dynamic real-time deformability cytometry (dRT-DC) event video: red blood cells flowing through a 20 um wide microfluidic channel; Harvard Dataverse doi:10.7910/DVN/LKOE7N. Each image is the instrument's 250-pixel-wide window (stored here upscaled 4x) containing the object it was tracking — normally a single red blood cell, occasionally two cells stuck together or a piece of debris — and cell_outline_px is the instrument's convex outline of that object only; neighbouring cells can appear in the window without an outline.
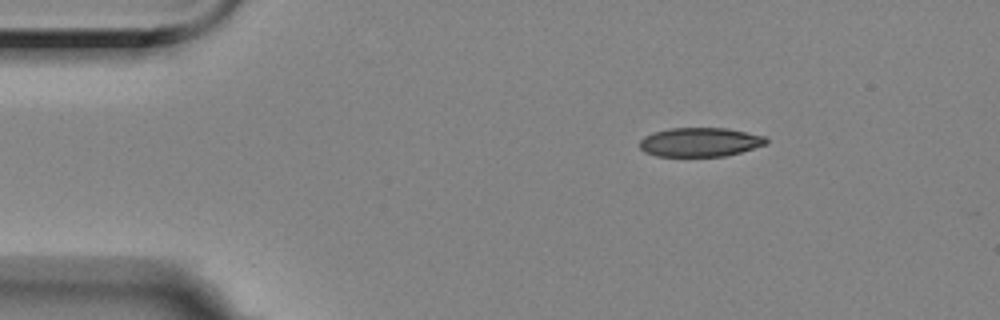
{"species": "Egyptian fruit bat (a non-hibernating species)", "species_latin": "Rousettus aegyptiacus", "temperature_condition": "room temperature", "stored_images_in_passage": 49, "camera_frame_rate_fps": 3000, "um_per_image_px": 0.085, "animal": {"sex": "female"}, "frame": {"image": 1, "passage_image": 1, "time_ms": 0.0, "image_size_px": [1000, 320], "cell_outline_px": [[768, 144], [740, 152], [724, 156], [656, 156], [644, 152], [640, 148], [640, 140], [644, 136], [652, 132], [668, 128], [728, 128], [764, 136], [768, 140]], "centroid_in_image_um": [59.48, 12.07], "position_along_channel_um": 25.5, "area_um2": 21.5}}
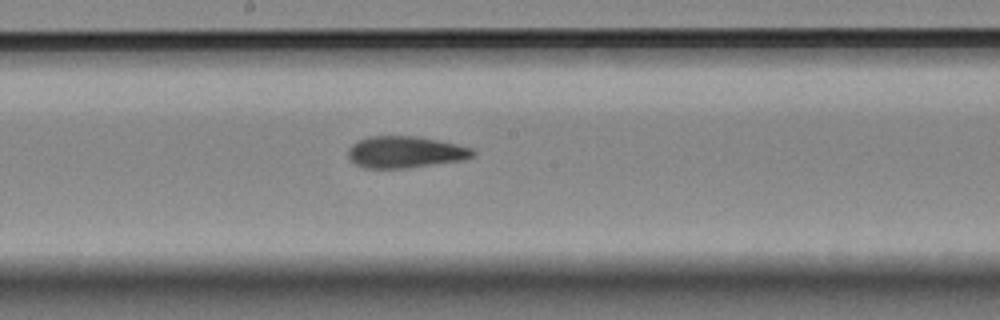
{"frame": {"image": 2, "passage_image": 22, "time_ms": 7.0, "image_size_px": [1000, 320], "cell_outline_px": [[476, 156], [464, 160], [408, 168], [364, 168], [356, 164], [348, 156], [348, 148], [356, 140], [368, 136], [416, 136], [440, 140], [472, 148], [476, 152]], "centroid_in_image_um": [34.47, 12.92], "position_along_channel_um": 213.7, "area_um2": 23.29}}
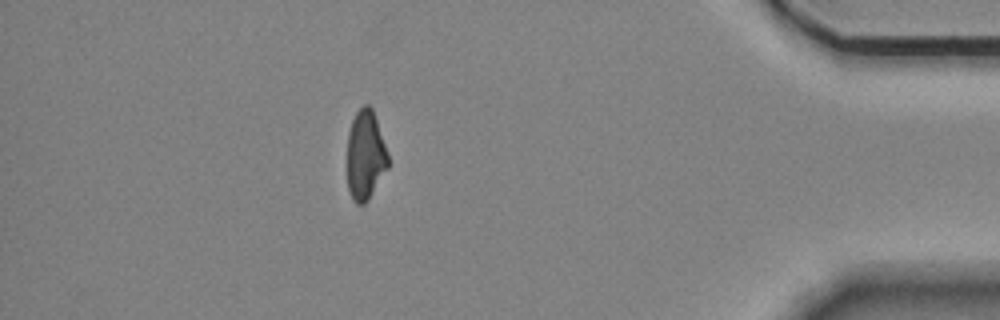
{"frame": {"image": 3, "passage_image": 42, "time_ms": 13.667, "image_size_px": [1000, 320], "cell_outline_px": [[388, 168], [368, 200], [364, 204], [356, 204], [352, 200], [348, 188], [348, 132], [352, 120], [356, 112], [364, 104], [368, 104], [372, 108], [388, 152]], "centroid_in_image_um": [31.06, 13.2], "position_along_channel_um": 404.1, "area_um2": 21.33}, "authors_computed_cell_mechanics": {"area_um2": 23.0044, "velocity_mm_per_s": 3.5324, "shape_relaxation_time_tau1_ms": 8.0437, "shape_relaxation_time_tau2_ms": 3.6053, "deformation_change_tau1": 0.2021, "deformation_change_tau2": 0.1038}}